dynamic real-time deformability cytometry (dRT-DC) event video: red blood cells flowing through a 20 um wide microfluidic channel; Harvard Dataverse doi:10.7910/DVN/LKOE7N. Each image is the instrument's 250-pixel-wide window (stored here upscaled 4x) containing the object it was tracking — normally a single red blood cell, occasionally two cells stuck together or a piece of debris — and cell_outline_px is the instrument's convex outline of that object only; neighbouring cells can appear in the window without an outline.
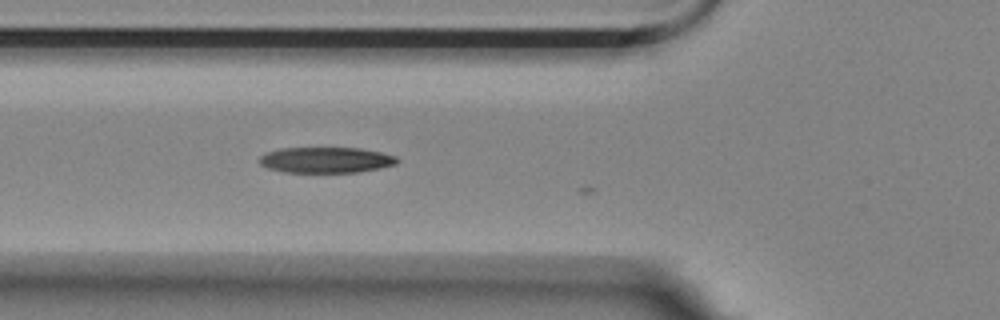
{"species": "Egyptian fruit bat (a non-hibernating species)", "species_latin": "Rousettus aegyptiacus", "temperature_condition": "room temperature", "stored_images_in_passage": 3, "camera_frame_rate_fps": 3000, "um_per_image_px": 0.085, "animal": {"sex": "female"}, "frame": {"image": 1, "passage_image": 2, "time_ms": 0.333, "image_size_px": [1000, 320], "cell_outline_px": [[400, 160], [396, 164], [380, 168], [356, 172], [284, 172], [268, 168], [260, 164], [260, 156], [264, 152], [280, 148], [360, 148], [380, 152], [396, 156]], "centroid_in_image_um": [27.7, 13.59], "position_along_channel_um": 98.1, "area_um2": 20.69}}